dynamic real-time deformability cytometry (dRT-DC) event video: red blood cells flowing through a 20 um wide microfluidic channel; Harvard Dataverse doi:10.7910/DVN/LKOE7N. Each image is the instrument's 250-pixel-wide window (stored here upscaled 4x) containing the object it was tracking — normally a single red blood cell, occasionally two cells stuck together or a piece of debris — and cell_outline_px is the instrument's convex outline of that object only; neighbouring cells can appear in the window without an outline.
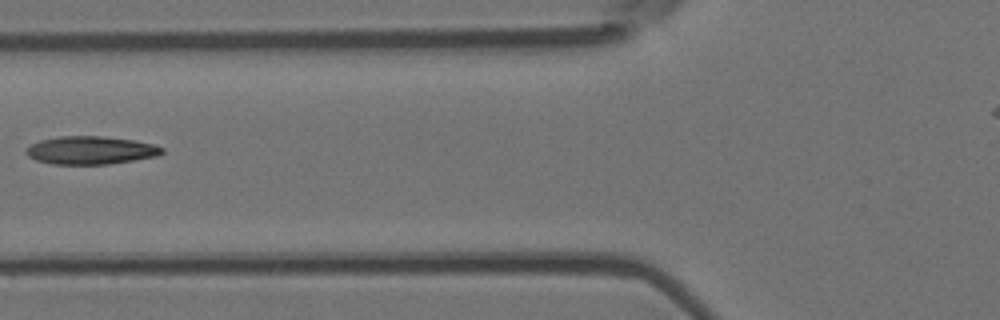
{"species": "Egyptian fruit bat (a non-hibernating species)", "species_latin": "Rousettus aegyptiacus", "temperature_condition": "room temperature", "stored_images_in_passage": 3, "camera_frame_rate_fps": 3000, "um_per_image_px": 0.085, "animal": {"sex": "female"}, "frame": {"image": 1, "passage_image": 2, "time_ms": 0.333, "image_size_px": [1000, 320], "cell_outline_px": [[164, 152], [160, 156], [108, 164], [52, 164], [36, 160], [28, 156], [24, 152], [24, 148], [40, 140], [60, 136], [100, 136], [132, 140], [152, 144], [164, 148]], "centroid_in_image_um": [7.69, 12.78], "position_along_channel_um": 118.1, "area_um2": 22.25}}
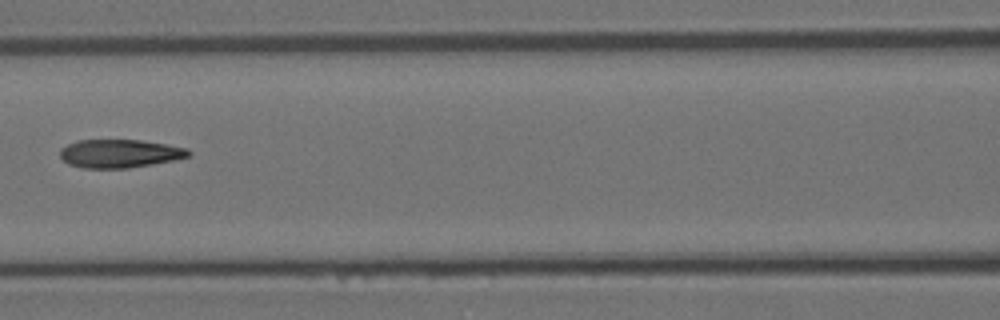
{"frame": {"image": 2, "passage_image": 3, "time_ms": 0.667, "image_size_px": [1000, 320], "cell_outline_px": [[192, 152], [188, 156], [172, 160], [152, 164], [128, 168], [84, 168], [68, 164], [60, 156], [60, 148], [76, 140], [140, 140], [188, 148]], "centroid_in_image_um": [10.14, 13.05], "position_along_channel_um": 156.5, "area_um2": 21.1}}